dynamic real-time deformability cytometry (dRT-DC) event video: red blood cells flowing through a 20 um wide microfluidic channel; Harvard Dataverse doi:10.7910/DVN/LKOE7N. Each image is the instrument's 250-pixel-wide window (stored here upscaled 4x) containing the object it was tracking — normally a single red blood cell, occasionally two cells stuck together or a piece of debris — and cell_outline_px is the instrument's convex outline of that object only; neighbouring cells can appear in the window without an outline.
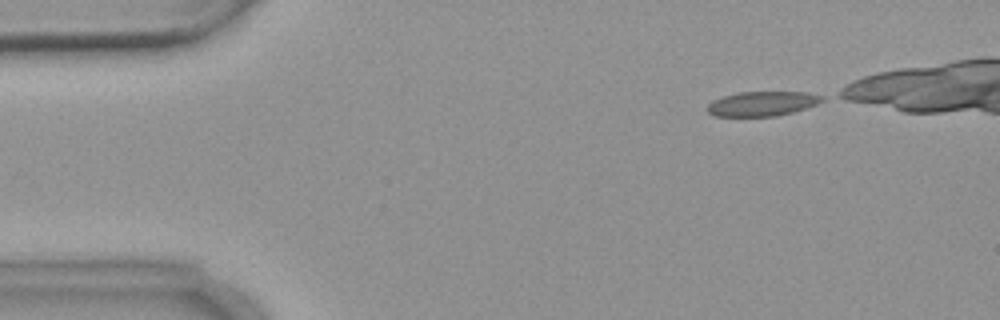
{"species": "common noctule bat (a hibernating species)", "species_latin": "Nyctalus noctula", "temperature_condition": "warm", "stored_images_in_passage": 4, "camera_frame_rate_fps": 3000, "um_per_image_px": 0.085, "animal": {"sex": "female", "body_mass_g": 18.4}, "frame": {"image": 1, "passage_image": 1, "time_ms": 0.0, "image_size_px": [1000, 320], "cell_outline_px": [[824, 100], [816, 104], [792, 112], [776, 116], [712, 116], [704, 108], [712, 100], [720, 96], [740, 92], [808, 92], [824, 96]], "centroid_in_image_um": [64.73, 8.81], "position_along_channel_um": 20.3, "area_um2": 16.59}}